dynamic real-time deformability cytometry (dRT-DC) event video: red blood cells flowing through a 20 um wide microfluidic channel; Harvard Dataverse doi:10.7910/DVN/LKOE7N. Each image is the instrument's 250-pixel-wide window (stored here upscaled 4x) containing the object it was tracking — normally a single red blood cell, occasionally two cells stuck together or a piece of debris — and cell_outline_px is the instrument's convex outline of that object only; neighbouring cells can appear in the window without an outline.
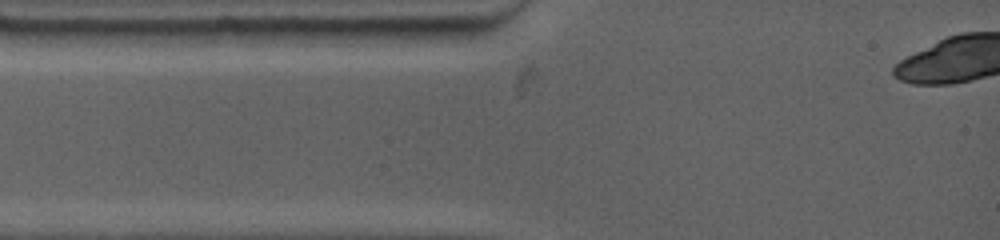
{"species": "common noctule bat (a hibernating species)", "species_latin": "Nyctalus noctula", "temperature_condition": "warm", "stored_images_in_passage": 3, "camera_frame_rate_fps": 4500, "um_per_image_px": 0.085, "animal": {"sex": "female", "body_mass_g": 19.0, "forearm_length_mm": 53.3}, "frame": {"image": 1, "passage_image": 1, "time_ms": 0.0, "image_size_px": [1000, 240], "cell_outline_px": [[360, 28], [336, 44], [264, 44], [256, 32], [264, 28]], "centroid_in_image_um": [25.86, 3.02], "position_along_channel_um": 59.1, "area_um2": 10.17}}